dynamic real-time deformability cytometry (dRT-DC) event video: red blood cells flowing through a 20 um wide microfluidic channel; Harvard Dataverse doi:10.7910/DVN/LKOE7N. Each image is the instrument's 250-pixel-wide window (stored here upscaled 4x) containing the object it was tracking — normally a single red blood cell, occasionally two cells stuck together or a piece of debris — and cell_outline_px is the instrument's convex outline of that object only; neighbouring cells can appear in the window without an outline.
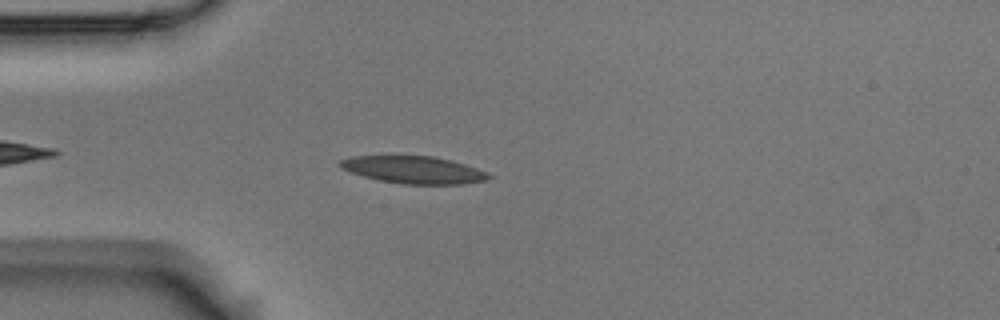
{"species": "Egyptian fruit bat (a non-hibernating species)", "species_latin": "Rousettus aegyptiacus", "temperature_condition": "room temperature", "stored_images_in_passage": 5, "camera_frame_rate_fps": 3000, "um_per_image_px": 0.085, "animal": {"sex": "male"}, "frame": {"image": 1, "passage_image": 4, "time_ms": 1.0, "image_size_px": [1000, 320], "cell_outline_px": [[492, 176], [488, 180], [460, 184], [404, 184], [380, 180], [364, 176], [340, 168], [336, 164], [340, 160], [348, 156], [392, 152], [432, 156], [452, 160], [488, 172]], "centroid_in_image_um": [35.05, 14.36], "position_along_channel_um": 49.9, "area_um2": 24.85}}